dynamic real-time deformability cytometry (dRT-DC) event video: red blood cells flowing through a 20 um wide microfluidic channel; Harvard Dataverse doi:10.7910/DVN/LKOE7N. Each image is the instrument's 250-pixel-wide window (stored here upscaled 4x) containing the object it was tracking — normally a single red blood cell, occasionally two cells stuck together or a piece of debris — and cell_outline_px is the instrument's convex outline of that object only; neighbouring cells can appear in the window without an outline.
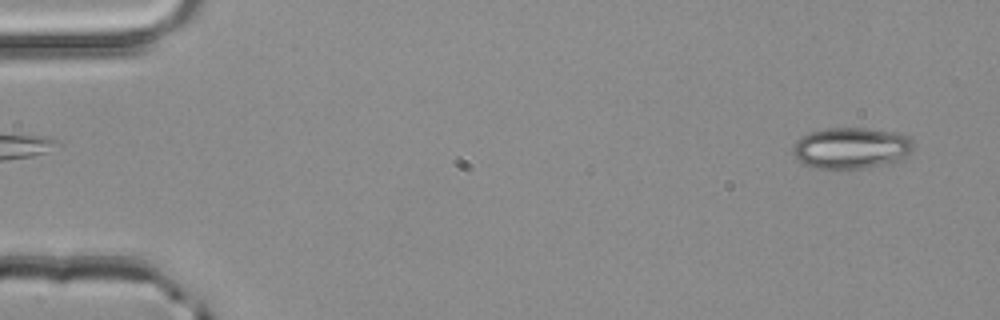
{"species": "common noctule bat (a hibernating species)", "species_latin": "Nyctalus noctula", "temperature_condition": "room temperature", "stored_images_in_passage": 51, "camera_frame_rate_fps": 3000, "um_per_image_px": 0.085, "animal": {"sex": "male", "body_mass_g": 20.4}, "frame": {"image": 1, "passage_image": 3, "time_ms": 0.667, "image_size_px": [1000, 320], "cell_outline_px": [[916, 144], [900, 160], [888, 164], [864, 168], [812, 168], [800, 160], [792, 152], [792, 148], [796, 140], [800, 136], [808, 132], [828, 128], [868, 128], [892, 132], [908, 136]], "centroid_in_image_um": [72.34, 12.57], "position_along_channel_um": 12.7, "area_um2": 28.96}}
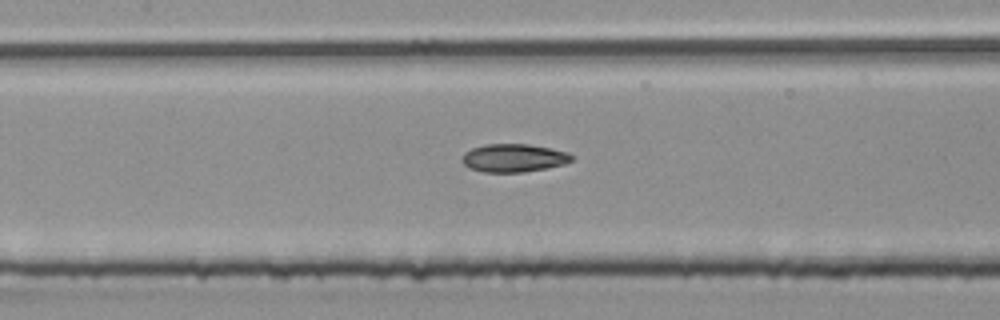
{"frame": {"image": 2, "passage_image": 24, "time_ms": 7.667, "image_size_px": [1000, 320], "cell_outline_px": [[576, 156], [572, 160], [564, 164], [548, 168], [524, 172], [484, 172], [468, 168], [460, 160], [464, 152], [472, 148], [484, 144], [528, 144], [568, 152]], "centroid_in_image_um": [43.65, 13.43], "position_along_channel_um": 163.7, "area_um2": 18.15}}
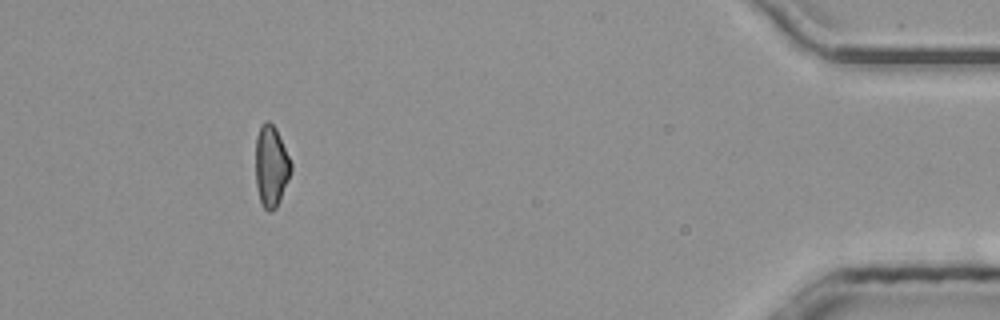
{"frame": {"image": 3, "passage_image": 47, "time_ms": 15.333, "image_size_px": [1000, 320], "cell_outline_px": [[292, 172], [280, 200], [276, 208], [272, 212], [268, 212], [264, 208], [260, 200], [256, 184], [256, 136], [260, 124], [264, 120], [268, 120], [276, 128], [292, 164]], "centroid_in_image_um": [23.05, 14.11], "position_along_channel_um": 412.1, "area_um2": 16.94}, "authors_computed_cell_mechanics": {"area_um2": 17.8602, "velocity_mm_per_s": 4.0756, "shape_relaxation_time_tau1_ms": 7.3521, "shape_relaxation_time_tau2_ms": 3.2105, "deformation_change_tau1": 0.1733, "deformation_change_tau2": 0.101}}